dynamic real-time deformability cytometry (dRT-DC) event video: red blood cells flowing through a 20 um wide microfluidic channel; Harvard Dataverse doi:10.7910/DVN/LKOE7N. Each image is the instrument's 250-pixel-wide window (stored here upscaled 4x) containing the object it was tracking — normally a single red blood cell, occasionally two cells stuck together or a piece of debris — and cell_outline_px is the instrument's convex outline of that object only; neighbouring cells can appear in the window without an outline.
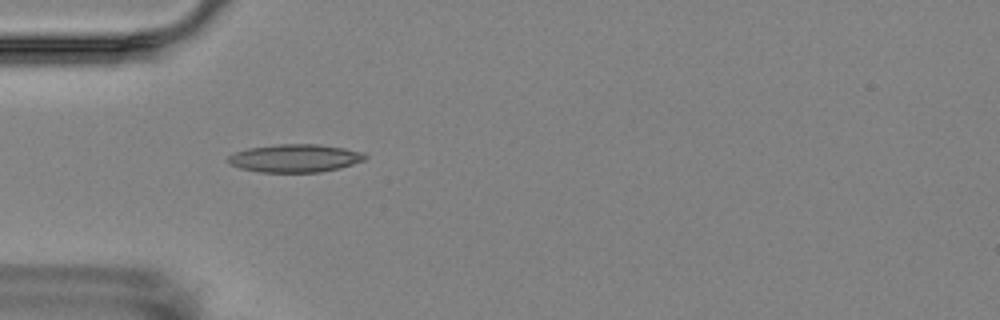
{"species": "Egyptian fruit bat (a non-hibernating species)", "species_latin": "Rousettus aegyptiacus", "temperature_condition": "room temperature", "stored_images_in_passage": 7, "camera_frame_rate_fps": 3000, "um_per_image_px": 0.085, "animal": {"sex": "female"}, "frame": {"image": 1, "passage_image": 5, "time_ms": 5.333, "image_size_px": [1000, 320], "cell_outline_px": [[368, 156], [364, 160], [340, 168], [320, 172], [260, 172], [240, 168], [232, 164], [228, 160], [228, 156], [236, 152], [248, 148], [276, 144], [320, 144], [344, 148], [364, 152]], "centroid_in_image_um": [25.11, 13.44], "position_along_channel_um": 59.9, "area_um2": 22.31}}
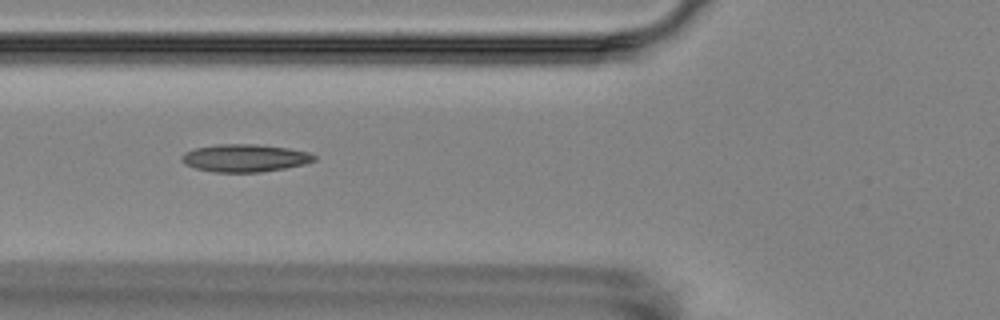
{"frame": {"image": 2, "passage_image": 6, "time_ms": 6.667, "image_size_px": [1000, 320], "cell_outline_px": [[316, 160], [304, 164], [284, 168], [260, 172], [212, 172], [196, 168], [184, 164], [180, 160], [180, 156], [184, 152], [196, 148], [216, 144], [256, 144], [288, 148], [308, 152], [316, 156]], "centroid_in_image_um": [20.78, 13.43], "position_along_channel_um": 105.0, "area_um2": 21.39}}